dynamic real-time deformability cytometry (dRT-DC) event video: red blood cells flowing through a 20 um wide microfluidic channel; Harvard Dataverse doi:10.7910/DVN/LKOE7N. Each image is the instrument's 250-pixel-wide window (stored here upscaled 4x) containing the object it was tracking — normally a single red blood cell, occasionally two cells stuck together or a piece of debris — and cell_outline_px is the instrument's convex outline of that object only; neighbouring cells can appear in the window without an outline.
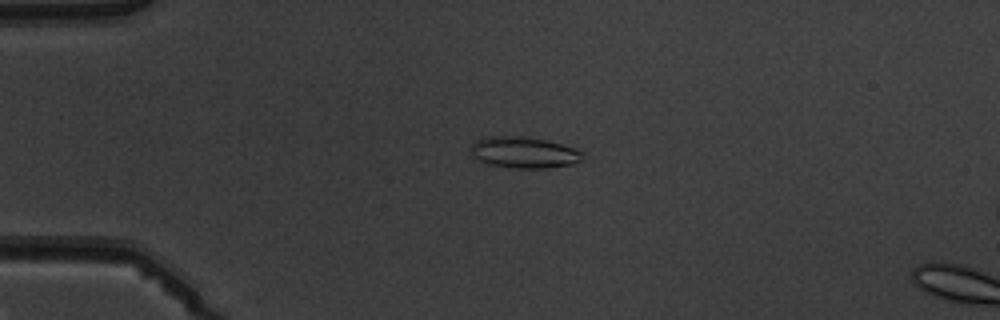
{"species": "common noctule bat (a hibernating species)", "species_latin": "Nyctalus noctula", "temperature_condition": "warm", "stored_images_in_passage": 4, "camera_frame_rate_fps": 3000, "um_per_image_px": 0.085, "animal": {"sex": "male", "body_mass_g": 19.5, "forearm_length_mm": 54.6}, "frame": {"image": 1, "passage_image": 3, "time_ms": 2.333, "image_size_px": [1000, 320], "cell_outline_px": [[584, 160], [572, 164], [548, 168], [512, 168], [492, 164], [476, 160], [472, 156], [468, 148], [476, 140], [488, 136], [524, 136], [544, 140], [576, 148], [584, 152]], "centroid_in_image_um": [44.53, 12.96], "position_along_channel_um": 40.5, "area_um2": 20.63}}